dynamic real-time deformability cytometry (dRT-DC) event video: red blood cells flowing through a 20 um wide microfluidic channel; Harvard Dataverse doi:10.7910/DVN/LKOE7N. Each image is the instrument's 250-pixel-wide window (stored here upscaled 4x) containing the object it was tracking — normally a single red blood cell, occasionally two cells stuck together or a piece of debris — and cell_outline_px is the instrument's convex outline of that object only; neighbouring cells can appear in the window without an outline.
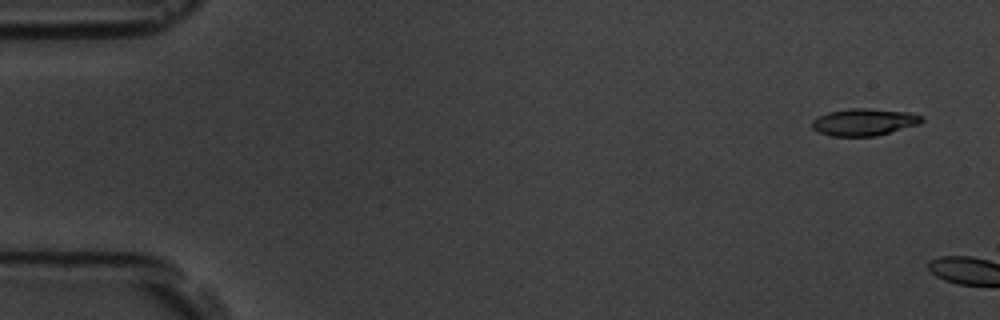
{"species": "common noctule bat (a hibernating species)", "species_latin": "Nyctalus noctula", "temperature_condition": "room temperature", "stored_images_in_passage": 2, "camera_frame_rate_fps": 3000, "um_per_image_px": 0.085, "animal": {"sex": "male", "body_mass_g": 19.5, "forearm_length_mm": 54.6}, "frame": {"image": 1, "passage_image": 1, "time_ms": 0.0, "image_size_px": [1000, 320], "cell_outline_px": [[924, 120], [920, 124], [876, 136], [832, 136], [820, 132], [812, 128], [812, 120], [828, 112], [852, 108], [868, 108], [912, 112], [920, 116]], "centroid_in_image_um": [73.48, 10.37], "position_along_channel_um": 11.5, "area_um2": 17.28}}